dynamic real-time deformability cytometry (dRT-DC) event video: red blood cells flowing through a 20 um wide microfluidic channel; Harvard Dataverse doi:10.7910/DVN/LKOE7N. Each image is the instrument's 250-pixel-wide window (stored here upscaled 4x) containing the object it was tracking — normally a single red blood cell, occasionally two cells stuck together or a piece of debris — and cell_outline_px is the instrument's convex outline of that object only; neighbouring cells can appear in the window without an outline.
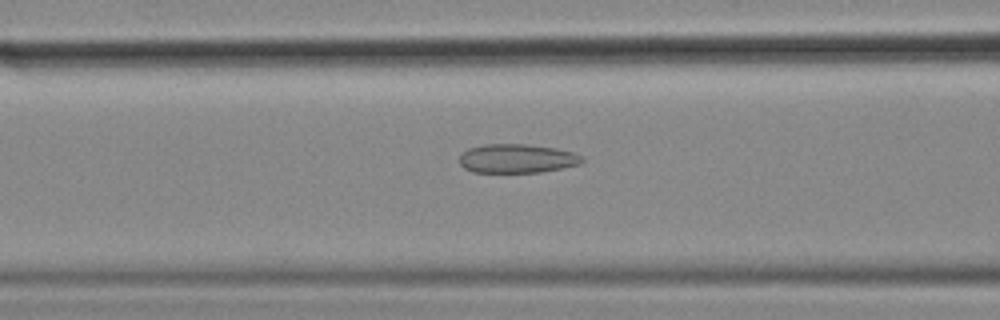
{"species": "common noctule bat (a hibernating species)", "species_latin": "Nyctalus noctula", "temperature_condition": "cold", "stored_images_in_passage": 55, "camera_frame_rate_fps": 3000, "um_per_image_px": 0.085, "animal": {"sex": "female", "body_mass_g": 18.4}, "frame": {"image": 1, "passage_image": 21, "time_ms": 6.667, "image_size_px": [1000, 320], "cell_outline_px": [[584, 160], [580, 164], [540, 172], [472, 172], [464, 168], [460, 164], [460, 156], [468, 148], [484, 144], [524, 144], [556, 148], [572, 152], [584, 156]], "centroid_in_image_um": [43.94, 13.47], "position_along_channel_um": 122.7, "area_um2": 20.63}}
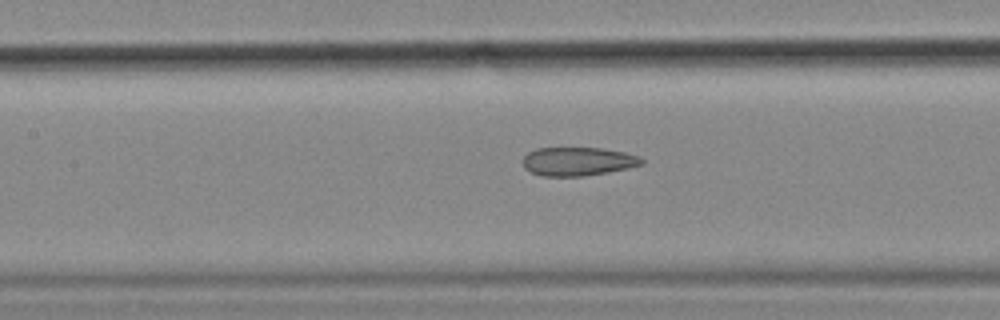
{"frame": {"image": 2, "passage_image": 24, "time_ms": 7.667, "image_size_px": [1000, 320], "cell_outline_px": [[644, 164], [628, 168], [608, 172], [584, 176], [544, 176], [532, 172], [524, 168], [524, 156], [528, 152], [536, 148], [604, 148], [624, 152], [640, 156], [644, 160]], "centroid_in_image_um": [49.16, 13.71], "position_along_channel_um": 158.2, "area_um2": 19.83}}
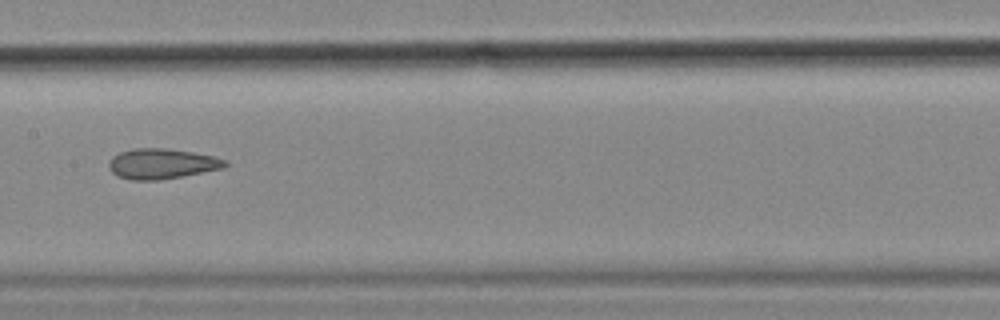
{"frame": {"image": 3, "passage_image": 27, "time_ms": 8.667, "image_size_px": [1000, 320], "cell_outline_px": [[228, 164], [224, 168], [160, 180], [132, 180], [120, 176], [112, 172], [108, 168], [108, 160], [112, 156], [120, 152], [132, 148], [164, 148], [192, 152], [216, 156], [228, 160]], "centroid_in_image_um": [13.76, 13.91], "position_along_channel_um": 193.6, "area_um2": 20.63}, "authors_computed_cell_mechanics": {"area_um2": 22.3686, "velocity_mm_per_s": 3.5445, "shape_relaxation_time_tau1_ms": null, "shape_relaxation_time_tau2_ms": 3.6821, "deformation_change_tau1": null, "deformation_change_tau2": 0.1281}}